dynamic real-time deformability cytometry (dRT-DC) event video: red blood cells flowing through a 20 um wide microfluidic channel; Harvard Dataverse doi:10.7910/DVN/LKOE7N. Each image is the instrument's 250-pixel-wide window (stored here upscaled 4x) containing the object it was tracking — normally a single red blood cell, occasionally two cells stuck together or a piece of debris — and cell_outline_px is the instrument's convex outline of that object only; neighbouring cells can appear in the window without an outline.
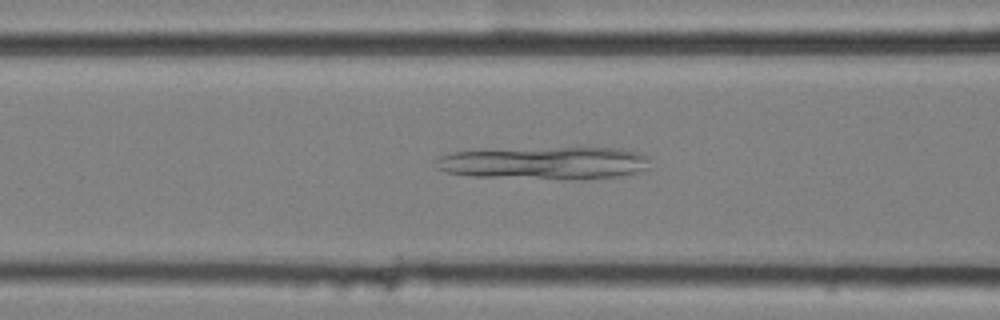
{"species": "common noctule bat (a hibernating species)", "species_latin": "Nyctalus noctula", "temperature_condition": "cold", "stored_images_in_passage": 57, "camera_frame_rate_fps": 3000, "um_per_image_px": 0.085, "animal": {"sex": "female", "body_mass_g": 25.1}, "frame": {"image": 1, "passage_image": 23, "time_ms": 7.333, "image_size_px": [1000, 320], "cell_outline_px": [[648, 168], [620, 176], [472, 176], [444, 172], [436, 168], [432, 164], [440, 156], [448, 152], [560, 148], [620, 148], [640, 152], [648, 156]], "centroid_in_image_um": [46.23, 13.81], "position_along_channel_um": 120.4, "area_um2": 38.55}}
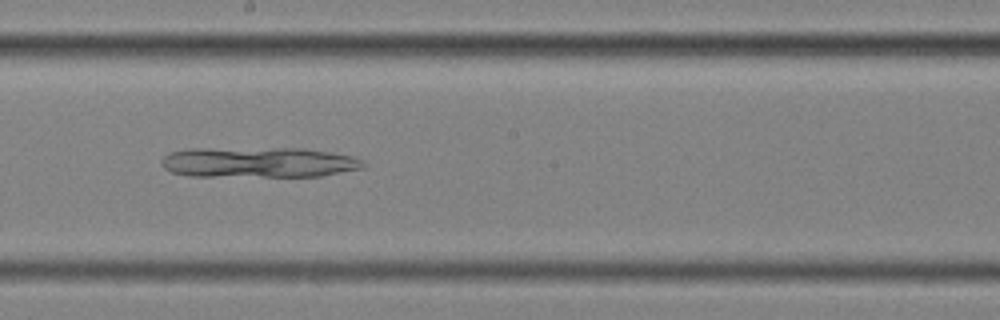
{"frame": {"image": 2, "passage_image": 32, "time_ms": 10.333, "image_size_px": [1000, 320], "cell_outline_px": [[364, 168], [320, 176], [188, 176], [172, 172], [164, 168], [160, 164], [160, 160], [164, 156], [172, 152], [184, 148], [304, 148], [352, 156], [360, 160], [364, 164]], "centroid_in_image_um": [21.91, 13.79], "position_along_channel_um": 226.3, "area_um2": 35.95}}
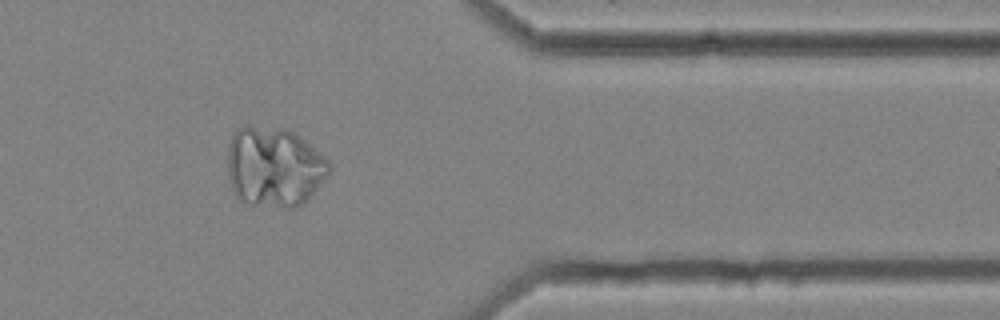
{"frame": {"image": 3, "passage_image": 47, "time_ms": 15.333, "image_size_px": [1000, 320], "cell_outline_px": [[332, 168], [308, 200], [292, 208], [284, 208], [248, 204], [240, 200], [236, 196], [232, 188], [228, 176], [228, 144], [236, 128], [244, 124], [248, 124], [288, 128], [300, 136], [324, 156], [332, 164]], "centroid_in_image_um": [23.29, 14.16], "position_along_channel_um": 388.1, "area_um2": 48.15}}